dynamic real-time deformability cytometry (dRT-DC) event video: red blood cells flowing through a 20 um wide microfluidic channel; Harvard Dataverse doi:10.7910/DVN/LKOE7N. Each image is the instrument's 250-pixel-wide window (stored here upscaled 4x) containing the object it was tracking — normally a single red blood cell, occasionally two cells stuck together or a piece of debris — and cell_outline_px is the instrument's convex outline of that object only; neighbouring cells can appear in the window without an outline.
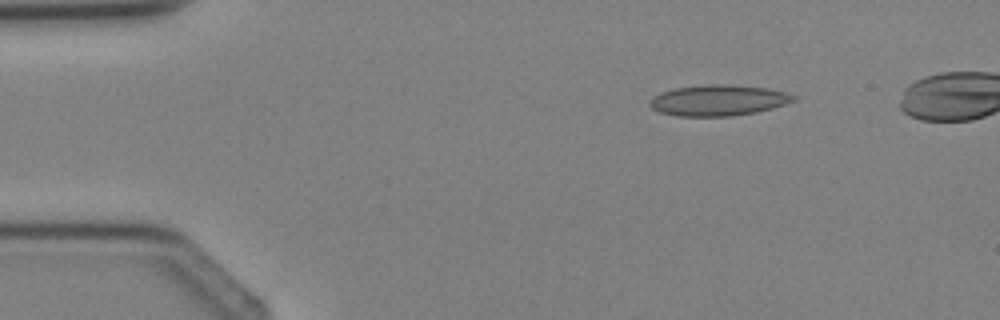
{"species": "Egyptian fruit bat (a non-hibernating species)", "species_latin": "Rousettus aegyptiacus", "temperature_condition": "cold", "stored_images_in_passage": 3, "camera_frame_rate_fps": 3000, "um_per_image_px": 0.085, "animal": {"sex": "female"}, "frame": {"image": 1, "passage_image": 1, "time_ms": 0.0, "image_size_px": [1000, 320], "cell_outline_px": [[796, 100], [772, 108], [756, 112], [732, 116], [676, 116], [660, 112], [652, 108], [648, 104], [648, 100], [652, 96], [660, 92], [676, 88], [708, 84], [728, 84], [768, 88], [784, 92], [796, 96]], "centroid_in_image_um": [61.02, 8.52], "position_along_channel_um": 24.0, "area_um2": 25.95}}